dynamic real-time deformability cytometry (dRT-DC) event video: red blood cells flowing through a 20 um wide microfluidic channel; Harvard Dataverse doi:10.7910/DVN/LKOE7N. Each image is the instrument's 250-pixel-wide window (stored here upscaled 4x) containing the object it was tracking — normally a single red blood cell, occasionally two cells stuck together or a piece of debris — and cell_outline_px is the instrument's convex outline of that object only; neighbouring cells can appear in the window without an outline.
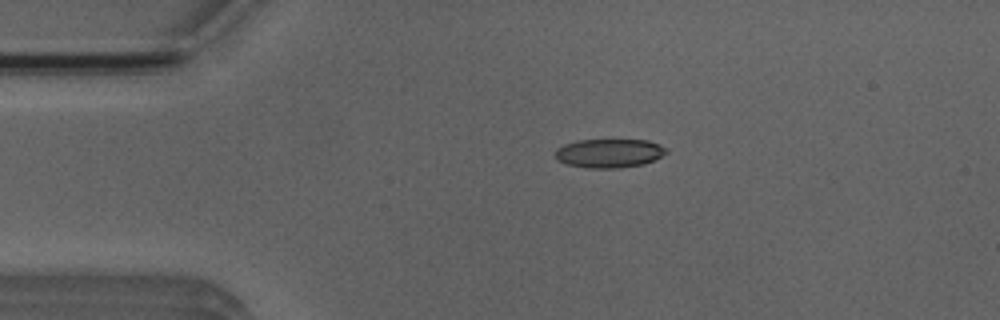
{"species": "Egyptian fruit bat (a non-hibernating species)", "species_latin": "Rousettus aegyptiacus", "temperature_condition": "room temperature", "stored_images_in_passage": 3, "camera_frame_rate_fps": 3000, "um_per_image_px": 0.085, "animal": {"sex": "male"}, "frame": {"image": 1, "passage_image": 2, "time_ms": 1.333, "image_size_px": [1000, 320], "cell_outline_px": [[668, 152], [644, 164], [620, 168], [588, 168], [568, 164], [556, 160], [556, 148], [564, 144], [576, 140], [648, 140], [660, 144], [668, 148]], "centroid_in_image_um": [51.79, 13.02], "position_along_channel_um": 33.2, "area_um2": 18.73}}